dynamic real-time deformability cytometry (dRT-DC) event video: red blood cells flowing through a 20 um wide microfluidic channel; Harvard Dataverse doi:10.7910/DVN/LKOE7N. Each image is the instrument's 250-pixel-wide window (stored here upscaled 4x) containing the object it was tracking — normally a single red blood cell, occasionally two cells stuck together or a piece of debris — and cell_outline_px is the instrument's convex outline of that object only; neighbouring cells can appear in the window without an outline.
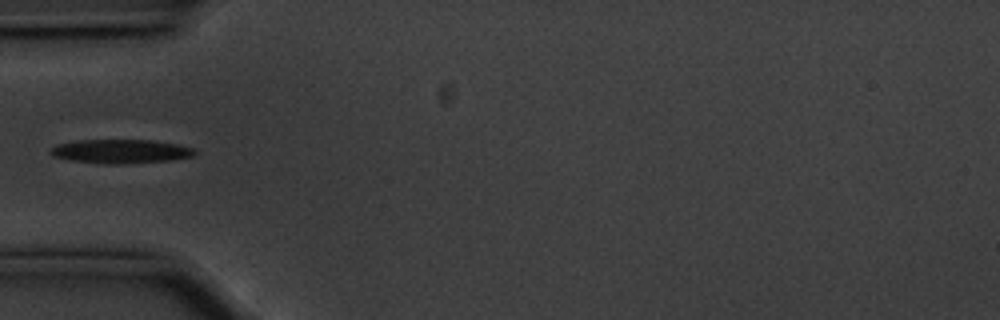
{"species": "common noctule bat (a hibernating species)", "species_latin": "Nyctalus noctula", "temperature_condition": "cold", "stored_images_in_passage": 39, "camera_frame_rate_fps": 3000, "um_per_image_px": 0.085, "animal": {"sex": "male", "body_mass_g": 20.1, "forearm_length_mm": 53.5}, "frame": {"image": 1, "passage_image": 1, "time_ms": 0.0, "image_size_px": [1000, 320], "cell_outline_px": [[196, 152], [192, 156], [172, 160], [124, 164], [104, 164], [72, 160], [52, 156], [48, 152], [56, 144], [76, 140], [152, 140], [176, 144], [192, 148]], "centroid_in_image_um": [10.22, 12.86], "position_along_channel_um": 74.8, "area_um2": 20.11}}
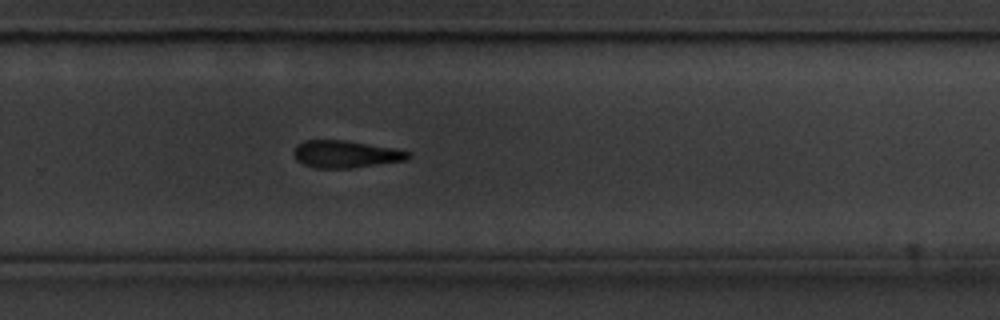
{"frame": {"image": 2, "passage_image": 20, "time_ms": 6.333, "image_size_px": [1000, 320], "cell_outline_px": [[412, 156], [408, 160], [348, 168], [316, 168], [304, 164], [296, 160], [292, 152], [296, 144], [304, 140], [344, 140], [396, 148], [412, 152]], "centroid_in_image_um": [29.39, 13.09], "position_along_channel_um": 300.4, "area_um2": 18.38}}
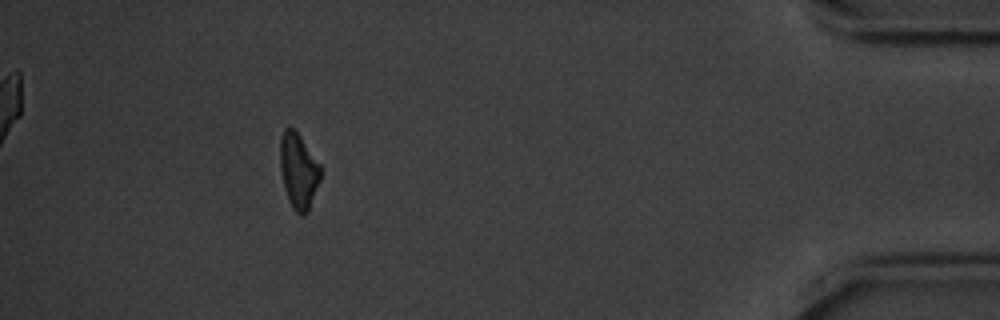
{"frame": {"image": 3, "passage_image": 34, "time_ms": 11.0, "image_size_px": [1000, 320], "cell_outline_px": [[320, 180], [308, 212], [300, 216], [292, 208], [288, 200], [284, 188], [280, 168], [280, 140], [284, 128], [292, 128], [300, 136], [320, 164]], "centroid_in_image_um": [25.36, 14.55], "position_along_channel_um": 409.8, "area_um2": 17.69}}